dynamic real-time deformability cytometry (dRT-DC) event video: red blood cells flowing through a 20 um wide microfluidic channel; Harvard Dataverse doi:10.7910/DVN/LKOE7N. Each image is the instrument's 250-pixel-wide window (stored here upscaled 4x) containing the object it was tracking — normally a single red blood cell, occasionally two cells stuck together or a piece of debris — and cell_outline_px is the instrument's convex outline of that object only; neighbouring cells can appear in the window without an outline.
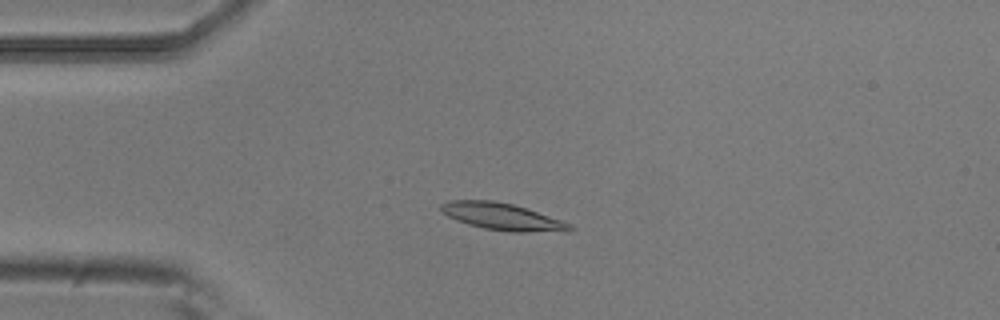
{"species": "common noctule bat (a hibernating species)", "species_latin": "Nyctalus noctula", "temperature_condition": "room temperature", "stored_images_in_passage": 9, "camera_frame_rate_fps": 3000, "um_per_image_px": 0.085, "animal": {"sex": "male", "body_mass_g": 20.5, "forearm_length_mm": 52.5}, "frame": {"image": 1, "passage_image": 4, "time_ms": 1.0, "image_size_px": [1000, 320], "cell_outline_px": [[576, 228], [568, 232], [508, 232], [484, 228], [468, 224], [456, 220], [440, 212], [440, 204], [448, 200], [492, 200], [512, 204], [528, 208], [572, 224]], "centroid_in_image_um": [42.73, 18.42], "position_along_channel_um": 42.3, "area_um2": 20.63}}
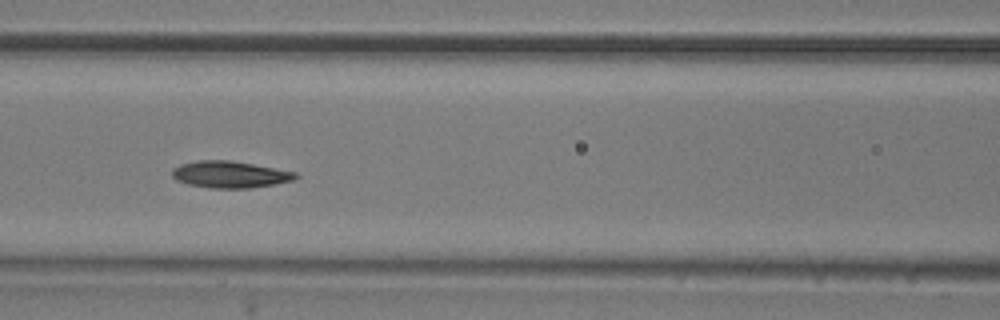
{"frame": {"image": 2, "passage_image": 7, "time_ms": 2.0, "image_size_px": [1000, 320], "cell_outline_px": [[300, 176], [296, 180], [276, 184], [248, 188], [208, 188], [188, 184], [176, 180], [172, 176], [172, 168], [180, 164], [196, 160], [228, 160], [252, 164], [296, 172]], "centroid_in_image_um": [19.54, 14.83], "position_along_channel_um": 147.1, "area_um2": 19.36}}
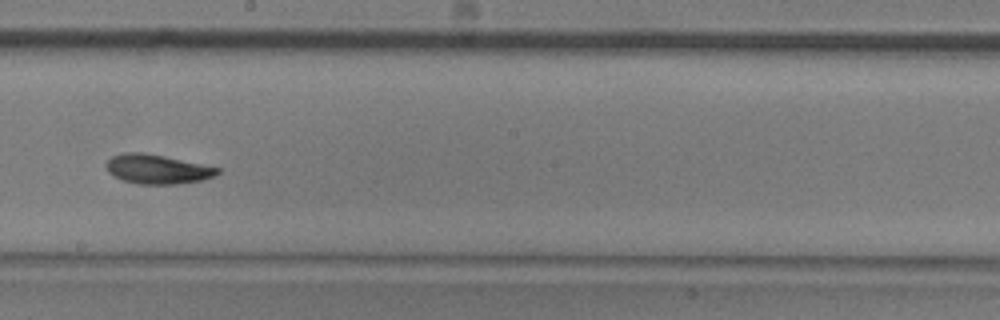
{"frame": {"image": 3, "passage_image": 9, "time_ms": 2.667, "image_size_px": [1000, 320], "cell_outline_px": [[220, 172], [212, 176], [200, 180], [176, 184], [136, 184], [112, 176], [108, 172], [104, 164], [112, 156], [128, 152], [140, 152], [164, 156], [220, 168]], "centroid_in_image_um": [13.31, 14.38], "position_along_channel_um": 234.9, "area_um2": 18.84}}